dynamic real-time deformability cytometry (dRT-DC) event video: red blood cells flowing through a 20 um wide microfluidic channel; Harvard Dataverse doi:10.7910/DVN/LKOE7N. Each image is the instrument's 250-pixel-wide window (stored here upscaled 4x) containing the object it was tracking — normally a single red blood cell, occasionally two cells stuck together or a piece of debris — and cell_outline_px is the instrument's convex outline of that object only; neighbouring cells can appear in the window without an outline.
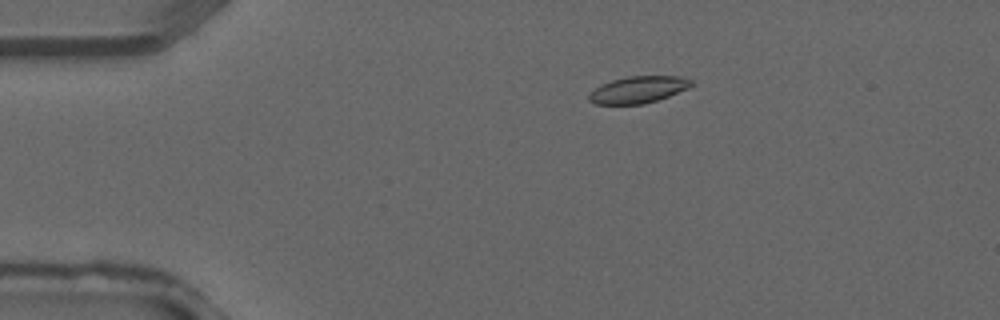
{"species": "common noctule bat (a hibernating species)", "species_latin": "Nyctalus noctula", "temperature_condition": "warm", "stored_images_in_passage": 3, "camera_frame_rate_fps": 3000, "um_per_image_px": 0.085, "animal": {"sex": "male", "forearm_length_mm": 52.5}, "frame": {"image": 1, "passage_image": 2, "time_ms": 0.333, "image_size_px": [1000, 320], "cell_outline_px": [[692, 84], [688, 88], [668, 96], [644, 104], [596, 104], [588, 100], [588, 96], [600, 84], [612, 80], [628, 76], [680, 76], [692, 80]], "centroid_in_image_um": [54.24, 7.61], "position_along_channel_um": 30.8, "area_um2": 15.84}}